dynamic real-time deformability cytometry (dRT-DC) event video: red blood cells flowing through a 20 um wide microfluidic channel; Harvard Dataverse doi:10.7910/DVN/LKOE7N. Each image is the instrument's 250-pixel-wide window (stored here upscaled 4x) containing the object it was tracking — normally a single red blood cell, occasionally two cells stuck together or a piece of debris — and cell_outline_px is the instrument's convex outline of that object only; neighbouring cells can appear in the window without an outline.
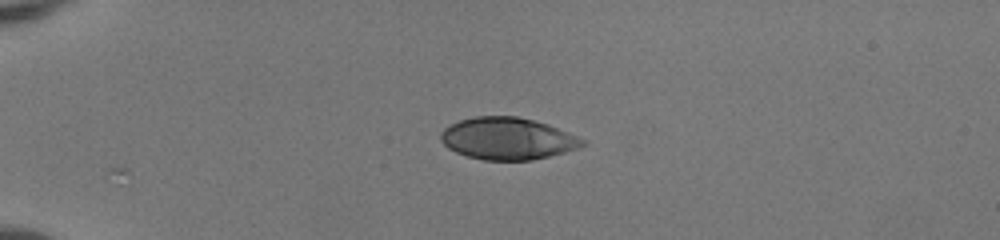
{"species": "human", "species_latin": "Homo sapiens", "temperature_condition": "room temperature", "stored_images_in_passage": 29, "camera_frame_rate_fps": 3000, "um_per_image_px": 0.085, "donor": {"sex": "female"}, "frame": {"image": 1, "passage_image": 1, "time_ms": 0.0, "image_size_px": [1000, 240], "cell_outline_px": [[588, 144], [564, 152], [532, 160], [484, 160], [468, 156], [456, 152], [448, 148], [440, 140], [440, 132], [444, 128], [460, 120], [476, 116], [516, 116], [548, 124], [568, 132], [584, 140]], "centroid_in_image_um": [43.12, 11.78], "position_along_channel_um": 41.9, "area_um2": 34.51}}
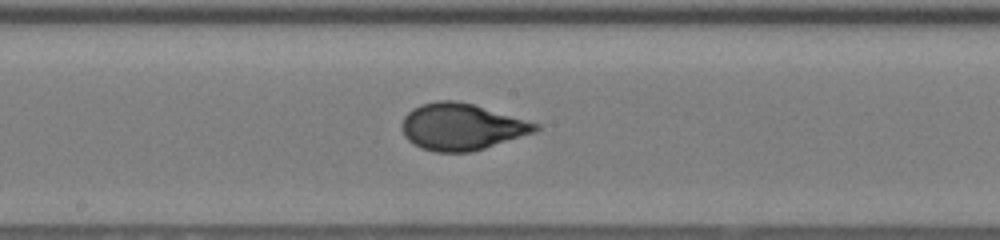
{"frame": {"image": 2, "passage_image": 17, "time_ms": 5.333, "image_size_px": [1000, 240], "cell_outline_px": [[540, 128], [536, 132], [472, 152], [436, 152], [420, 148], [412, 144], [404, 136], [400, 128], [400, 124], [404, 116], [412, 108], [420, 104], [436, 100], [456, 100], [472, 104], [540, 124]], "centroid_in_image_um": [39.19, 10.78], "position_along_channel_um": 209.0, "area_um2": 36.53}}
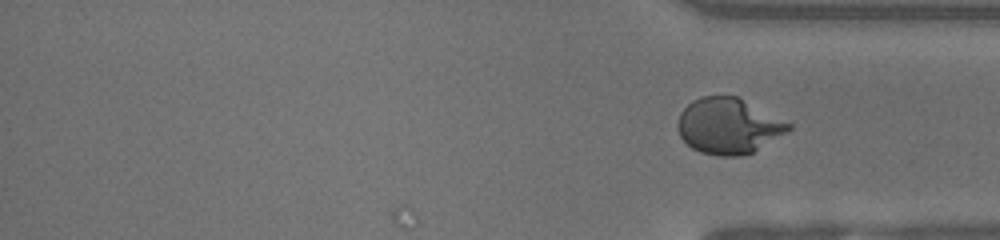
{"frame": {"image": 3, "passage_image": 29, "time_ms": 9.333, "image_size_px": [1000, 240], "cell_outline_px": [[792, 128], [788, 132], [752, 152], [744, 156], [716, 156], [700, 152], [692, 148], [680, 136], [676, 128], [676, 124], [680, 112], [692, 100], [704, 96], [736, 96], [792, 124]], "centroid_in_image_um": [61.89, 10.72], "position_along_channel_um": 373.3, "area_um2": 35.95}}